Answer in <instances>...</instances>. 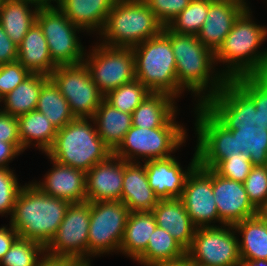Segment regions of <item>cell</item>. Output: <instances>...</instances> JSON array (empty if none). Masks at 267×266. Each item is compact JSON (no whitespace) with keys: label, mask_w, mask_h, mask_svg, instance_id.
<instances>
[{"label":"cell","mask_w":267,"mask_h":266,"mask_svg":"<svg viewBox=\"0 0 267 266\" xmlns=\"http://www.w3.org/2000/svg\"><path fill=\"white\" fill-rule=\"evenodd\" d=\"M203 106L237 137L238 151L248 154L254 166L267 165V125L253 99L234 80H226Z\"/></svg>","instance_id":"1"},{"label":"cell","mask_w":267,"mask_h":266,"mask_svg":"<svg viewBox=\"0 0 267 266\" xmlns=\"http://www.w3.org/2000/svg\"><path fill=\"white\" fill-rule=\"evenodd\" d=\"M252 13L248 6L234 21L231 31L215 52V63L223 64L221 74L226 80L267 75V49L260 50L267 40V26L256 23Z\"/></svg>","instance_id":"2"},{"label":"cell","mask_w":267,"mask_h":266,"mask_svg":"<svg viewBox=\"0 0 267 266\" xmlns=\"http://www.w3.org/2000/svg\"><path fill=\"white\" fill-rule=\"evenodd\" d=\"M169 40L176 60L179 97L188 91L196 97L194 101L197 99V105H203L226 81L221 70L216 68L215 53L204 46L196 35L169 30Z\"/></svg>","instance_id":"3"},{"label":"cell","mask_w":267,"mask_h":266,"mask_svg":"<svg viewBox=\"0 0 267 266\" xmlns=\"http://www.w3.org/2000/svg\"><path fill=\"white\" fill-rule=\"evenodd\" d=\"M69 204L48 196L32 182L25 183L18 192L9 223L20 238L46 247L56 234Z\"/></svg>","instance_id":"4"},{"label":"cell","mask_w":267,"mask_h":266,"mask_svg":"<svg viewBox=\"0 0 267 266\" xmlns=\"http://www.w3.org/2000/svg\"><path fill=\"white\" fill-rule=\"evenodd\" d=\"M163 27L143 0H115L96 37L106 46L133 48L158 35Z\"/></svg>","instance_id":"5"},{"label":"cell","mask_w":267,"mask_h":266,"mask_svg":"<svg viewBox=\"0 0 267 266\" xmlns=\"http://www.w3.org/2000/svg\"><path fill=\"white\" fill-rule=\"evenodd\" d=\"M60 164L88 172L113 152L97 133L93 118H75L57 130L53 146L46 152Z\"/></svg>","instance_id":"6"},{"label":"cell","mask_w":267,"mask_h":266,"mask_svg":"<svg viewBox=\"0 0 267 266\" xmlns=\"http://www.w3.org/2000/svg\"><path fill=\"white\" fill-rule=\"evenodd\" d=\"M135 75L151 92L179 97L176 60L165 26L156 36L133 47Z\"/></svg>","instance_id":"7"},{"label":"cell","mask_w":267,"mask_h":266,"mask_svg":"<svg viewBox=\"0 0 267 266\" xmlns=\"http://www.w3.org/2000/svg\"><path fill=\"white\" fill-rule=\"evenodd\" d=\"M186 130L184 126H162L153 129L131 126L113 154L127 162L143 163L169 158L186 142Z\"/></svg>","instance_id":"8"},{"label":"cell","mask_w":267,"mask_h":266,"mask_svg":"<svg viewBox=\"0 0 267 266\" xmlns=\"http://www.w3.org/2000/svg\"><path fill=\"white\" fill-rule=\"evenodd\" d=\"M129 213L122 201L90 202L88 266L92 257L119 252Z\"/></svg>","instance_id":"9"},{"label":"cell","mask_w":267,"mask_h":266,"mask_svg":"<svg viewBox=\"0 0 267 266\" xmlns=\"http://www.w3.org/2000/svg\"><path fill=\"white\" fill-rule=\"evenodd\" d=\"M90 49L85 53L83 63L104 96L136 79L132 48L111 47L96 41Z\"/></svg>","instance_id":"10"},{"label":"cell","mask_w":267,"mask_h":266,"mask_svg":"<svg viewBox=\"0 0 267 266\" xmlns=\"http://www.w3.org/2000/svg\"><path fill=\"white\" fill-rule=\"evenodd\" d=\"M36 22L42 28L51 58L57 66L83 63L87 49L77 33L85 31L74 25L58 7L39 8Z\"/></svg>","instance_id":"11"},{"label":"cell","mask_w":267,"mask_h":266,"mask_svg":"<svg viewBox=\"0 0 267 266\" xmlns=\"http://www.w3.org/2000/svg\"><path fill=\"white\" fill-rule=\"evenodd\" d=\"M237 235L229 224L198 227L186 257L194 266H240Z\"/></svg>","instance_id":"12"},{"label":"cell","mask_w":267,"mask_h":266,"mask_svg":"<svg viewBox=\"0 0 267 266\" xmlns=\"http://www.w3.org/2000/svg\"><path fill=\"white\" fill-rule=\"evenodd\" d=\"M197 162L213 169L221 160L238 156L237 137L222 125L203 105H194ZM197 132V133H196Z\"/></svg>","instance_id":"13"},{"label":"cell","mask_w":267,"mask_h":266,"mask_svg":"<svg viewBox=\"0 0 267 266\" xmlns=\"http://www.w3.org/2000/svg\"><path fill=\"white\" fill-rule=\"evenodd\" d=\"M90 202L70 203L56 234L45 247V253L71 258L88 265Z\"/></svg>","instance_id":"14"},{"label":"cell","mask_w":267,"mask_h":266,"mask_svg":"<svg viewBox=\"0 0 267 266\" xmlns=\"http://www.w3.org/2000/svg\"><path fill=\"white\" fill-rule=\"evenodd\" d=\"M50 78L68 101L76 118H92L104 100L84 63L58 65Z\"/></svg>","instance_id":"15"},{"label":"cell","mask_w":267,"mask_h":266,"mask_svg":"<svg viewBox=\"0 0 267 266\" xmlns=\"http://www.w3.org/2000/svg\"><path fill=\"white\" fill-rule=\"evenodd\" d=\"M180 199L197 228L224 225L213 194V169L197 164L187 176Z\"/></svg>","instance_id":"16"},{"label":"cell","mask_w":267,"mask_h":266,"mask_svg":"<svg viewBox=\"0 0 267 266\" xmlns=\"http://www.w3.org/2000/svg\"><path fill=\"white\" fill-rule=\"evenodd\" d=\"M187 169L181 166L177 157L145 161L149 185L160 199L180 198L188 174L198 164L196 150Z\"/></svg>","instance_id":"17"},{"label":"cell","mask_w":267,"mask_h":266,"mask_svg":"<svg viewBox=\"0 0 267 266\" xmlns=\"http://www.w3.org/2000/svg\"><path fill=\"white\" fill-rule=\"evenodd\" d=\"M213 194L219 219L224 224L234 225L259 214L249 201L242 182L226 179L214 170Z\"/></svg>","instance_id":"18"},{"label":"cell","mask_w":267,"mask_h":266,"mask_svg":"<svg viewBox=\"0 0 267 266\" xmlns=\"http://www.w3.org/2000/svg\"><path fill=\"white\" fill-rule=\"evenodd\" d=\"M248 6L246 0H210L198 40L215 53L231 31L234 21Z\"/></svg>","instance_id":"19"},{"label":"cell","mask_w":267,"mask_h":266,"mask_svg":"<svg viewBox=\"0 0 267 266\" xmlns=\"http://www.w3.org/2000/svg\"><path fill=\"white\" fill-rule=\"evenodd\" d=\"M44 155L50 159L52 168L44 175L42 182L32 180V183L48 196L60 198L69 203L86 201V172L60 164L46 153Z\"/></svg>","instance_id":"20"},{"label":"cell","mask_w":267,"mask_h":266,"mask_svg":"<svg viewBox=\"0 0 267 266\" xmlns=\"http://www.w3.org/2000/svg\"><path fill=\"white\" fill-rule=\"evenodd\" d=\"M124 160L110 155L86 172L88 202L121 201Z\"/></svg>","instance_id":"21"},{"label":"cell","mask_w":267,"mask_h":266,"mask_svg":"<svg viewBox=\"0 0 267 266\" xmlns=\"http://www.w3.org/2000/svg\"><path fill=\"white\" fill-rule=\"evenodd\" d=\"M122 185L121 201L130 212H152L159 198L149 185L144 162L142 164L124 160Z\"/></svg>","instance_id":"22"},{"label":"cell","mask_w":267,"mask_h":266,"mask_svg":"<svg viewBox=\"0 0 267 266\" xmlns=\"http://www.w3.org/2000/svg\"><path fill=\"white\" fill-rule=\"evenodd\" d=\"M152 213L157 226L167 230L187 251L193 241L197 227L192 223L180 198L160 199Z\"/></svg>","instance_id":"23"},{"label":"cell","mask_w":267,"mask_h":266,"mask_svg":"<svg viewBox=\"0 0 267 266\" xmlns=\"http://www.w3.org/2000/svg\"><path fill=\"white\" fill-rule=\"evenodd\" d=\"M176 98L166 93L151 92L132 113V126L159 128L184 126L176 121L178 106Z\"/></svg>","instance_id":"24"},{"label":"cell","mask_w":267,"mask_h":266,"mask_svg":"<svg viewBox=\"0 0 267 266\" xmlns=\"http://www.w3.org/2000/svg\"><path fill=\"white\" fill-rule=\"evenodd\" d=\"M115 0H60L57 6L64 15L86 34L98 35Z\"/></svg>","instance_id":"25"},{"label":"cell","mask_w":267,"mask_h":266,"mask_svg":"<svg viewBox=\"0 0 267 266\" xmlns=\"http://www.w3.org/2000/svg\"><path fill=\"white\" fill-rule=\"evenodd\" d=\"M17 48V61L31 74H42L50 77L57 68L51 58L42 28L37 22L32 25Z\"/></svg>","instance_id":"26"},{"label":"cell","mask_w":267,"mask_h":266,"mask_svg":"<svg viewBox=\"0 0 267 266\" xmlns=\"http://www.w3.org/2000/svg\"><path fill=\"white\" fill-rule=\"evenodd\" d=\"M38 10L39 7L26 0H3L0 6V24L17 46L36 22Z\"/></svg>","instance_id":"27"},{"label":"cell","mask_w":267,"mask_h":266,"mask_svg":"<svg viewBox=\"0 0 267 266\" xmlns=\"http://www.w3.org/2000/svg\"><path fill=\"white\" fill-rule=\"evenodd\" d=\"M92 118L98 135L112 152L119 147L132 126V114L117 110L105 100L102 101Z\"/></svg>","instance_id":"28"},{"label":"cell","mask_w":267,"mask_h":266,"mask_svg":"<svg viewBox=\"0 0 267 266\" xmlns=\"http://www.w3.org/2000/svg\"><path fill=\"white\" fill-rule=\"evenodd\" d=\"M18 129L23 151L35 146L43 154L53 146L57 134L46 115L36 109L18 117Z\"/></svg>","instance_id":"29"},{"label":"cell","mask_w":267,"mask_h":266,"mask_svg":"<svg viewBox=\"0 0 267 266\" xmlns=\"http://www.w3.org/2000/svg\"><path fill=\"white\" fill-rule=\"evenodd\" d=\"M156 226L152 212H130L119 248L120 254L135 261L146 250L150 235Z\"/></svg>","instance_id":"30"},{"label":"cell","mask_w":267,"mask_h":266,"mask_svg":"<svg viewBox=\"0 0 267 266\" xmlns=\"http://www.w3.org/2000/svg\"><path fill=\"white\" fill-rule=\"evenodd\" d=\"M238 238L240 259L267 260V221L260 215L233 225Z\"/></svg>","instance_id":"31"},{"label":"cell","mask_w":267,"mask_h":266,"mask_svg":"<svg viewBox=\"0 0 267 266\" xmlns=\"http://www.w3.org/2000/svg\"><path fill=\"white\" fill-rule=\"evenodd\" d=\"M50 77L31 74L13 91L0 100V110L14 117H19L36 109L39 93L43 84Z\"/></svg>","instance_id":"32"},{"label":"cell","mask_w":267,"mask_h":266,"mask_svg":"<svg viewBox=\"0 0 267 266\" xmlns=\"http://www.w3.org/2000/svg\"><path fill=\"white\" fill-rule=\"evenodd\" d=\"M186 257V250L163 228L156 226L146 250L135 260L142 266L175 262Z\"/></svg>","instance_id":"33"},{"label":"cell","mask_w":267,"mask_h":266,"mask_svg":"<svg viewBox=\"0 0 267 266\" xmlns=\"http://www.w3.org/2000/svg\"><path fill=\"white\" fill-rule=\"evenodd\" d=\"M36 110L45 114L57 130L76 118L71 112L68 101L51 78L43 84L40 90Z\"/></svg>","instance_id":"34"},{"label":"cell","mask_w":267,"mask_h":266,"mask_svg":"<svg viewBox=\"0 0 267 266\" xmlns=\"http://www.w3.org/2000/svg\"><path fill=\"white\" fill-rule=\"evenodd\" d=\"M209 6L210 0H191L166 27L178 34L197 36L207 17Z\"/></svg>","instance_id":"35"},{"label":"cell","mask_w":267,"mask_h":266,"mask_svg":"<svg viewBox=\"0 0 267 266\" xmlns=\"http://www.w3.org/2000/svg\"><path fill=\"white\" fill-rule=\"evenodd\" d=\"M150 93L151 91L146 86L134 79L108 92L104 100L117 110L132 114Z\"/></svg>","instance_id":"36"},{"label":"cell","mask_w":267,"mask_h":266,"mask_svg":"<svg viewBox=\"0 0 267 266\" xmlns=\"http://www.w3.org/2000/svg\"><path fill=\"white\" fill-rule=\"evenodd\" d=\"M45 247L29 239L18 237L0 261V266H36Z\"/></svg>","instance_id":"37"},{"label":"cell","mask_w":267,"mask_h":266,"mask_svg":"<svg viewBox=\"0 0 267 266\" xmlns=\"http://www.w3.org/2000/svg\"><path fill=\"white\" fill-rule=\"evenodd\" d=\"M233 80L253 99L256 111L267 125V75L240 76Z\"/></svg>","instance_id":"38"},{"label":"cell","mask_w":267,"mask_h":266,"mask_svg":"<svg viewBox=\"0 0 267 266\" xmlns=\"http://www.w3.org/2000/svg\"><path fill=\"white\" fill-rule=\"evenodd\" d=\"M243 184L249 201L259 211L267 202V165L253 166Z\"/></svg>","instance_id":"39"},{"label":"cell","mask_w":267,"mask_h":266,"mask_svg":"<svg viewBox=\"0 0 267 266\" xmlns=\"http://www.w3.org/2000/svg\"><path fill=\"white\" fill-rule=\"evenodd\" d=\"M11 168H0V215L12 216L15 201L23 185L19 184L15 171ZM15 173V174H14Z\"/></svg>","instance_id":"40"},{"label":"cell","mask_w":267,"mask_h":266,"mask_svg":"<svg viewBox=\"0 0 267 266\" xmlns=\"http://www.w3.org/2000/svg\"><path fill=\"white\" fill-rule=\"evenodd\" d=\"M253 166L249 155L239 152L238 156H230L221 160L213 170L226 179L243 183Z\"/></svg>","instance_id":"41"},{"label":"cell","mask_w":267,"mask_h":266,"mask_svg":"<svg viewBox=\"0 0 267 266\" xmlns=\"http://www.w3.org/2000/svg\"><path fill=\"white\" fill-rule=\"evenodd\" d=\"M31 73L18 61L0 65V100L19 84L27 79Z\"/></svg>","instance_id":"42"},{"label":"cell","mask_w":267,"mask_h":266,"mask_svg":"<svg viewBox=\"0 0 267 266\" xmlns=\"http://www.w3.org/2000/svg\"><path fill=\"white\" fill-rule=\"evenodd\" d=\"M153 11L158 21L165 27L179 13H181L191 0H143Z\"/></svg>","instance_id":"43"},{"label":"cell","mask_w":267,"mask_h":266,"mask_svg":"<svg viewBox=\"0 0 267 266\" xmlns=\"http://www.w3.org/2000/svg\"><path fill=\"white\" fill-rule=\"evenodd\" d=\"M0 141L21 144L18 118L0 110Z\"/></svg>","instance_id":"44"},{"label":"cell","mask_w":267,"mask_h":266,"mask_svg":"<svg viewBox=\"0 0 267 266\" xmlns=\"http://www.w3.org/2000/svg\"><path fill=\"white\" fill-rule=\"evenodd\" d=\"M18 46L4 32L0 24V65L17 61Z\"/></svg>","instance_id":"45"},{"label":"cell","mask_w":267,"mask_h":266,"mask_svg":"<svg viewBox=\"0 0 267 266\" xmlns=\"http://www.w3.org/2000/svg\"><path fill=\"white\" fill-rule=\"evenodd\" d=\"M21 144L0 141V168H9V163L23 153Z\"/></svg>","instance_id":"46"},{"label":"cell","mask_w":267,"mask_h":266,"mask_svg":"<svg viewBox=\"0 0 267 266\" xmlns=\"http://www.w3.org/2000/svg\"><path fill=\"white\" fill-rule=\"evenodd\" d=\"M0 227V261L10 249L14 241L19 237L16 230L9 224Z\"/></svg>","instance_id":"47"},{"label":"cell","mask_w":267,"mask_h":266,"mask_svg":"<svg viewBox=\"0 0 267 266\" xmlns=\"http://www.w3.org/2000/svg\"><path fill=\"white\" fill-rule=\"evenodd\" d=\"M26 1L36 5L39 8L57 7L60 3V0H26Z\"/></svg>","instance_id":"48"},{"label":"cell","mask_w":267,"mask_h":266,"mask_svg":"<svg viewBox=\"0 0 267 266\" xmlns=\"http://www.w3.org/2000/svg\"><path fill=\"white\" fill-rule=\"evenodd\" d=\"M152 266H194V265L187 257H185L175 262L159 263V264H154Z\"/></svg>","instance_id":"49"},{"label":"cell","mask_w":267,"mask_h":266,"mask_svg":"<svg viewBox=\"0 0 267 266\" xmlns=\"http://www.w3.org/2000/svg\"><path fill=\"white\" fill-rule=\"evenodd\" d=\"M240 266H267V260L241 259V265Z\"/></svg>","instance_id":"50"},{"label":"cell","mask_w":267,"mask_h":266,"mask_svg":"<svg viewBox=\"0 0 267 266\" xmlns=\"http://www.w3.org/2000/svg\"><path fill=\"white\" fill-rule=\"evenodd\" d=\"M259 214L267 221V202L266 204L259 210Z\"/></svg>","instance_id":"51"}]
</instances>
